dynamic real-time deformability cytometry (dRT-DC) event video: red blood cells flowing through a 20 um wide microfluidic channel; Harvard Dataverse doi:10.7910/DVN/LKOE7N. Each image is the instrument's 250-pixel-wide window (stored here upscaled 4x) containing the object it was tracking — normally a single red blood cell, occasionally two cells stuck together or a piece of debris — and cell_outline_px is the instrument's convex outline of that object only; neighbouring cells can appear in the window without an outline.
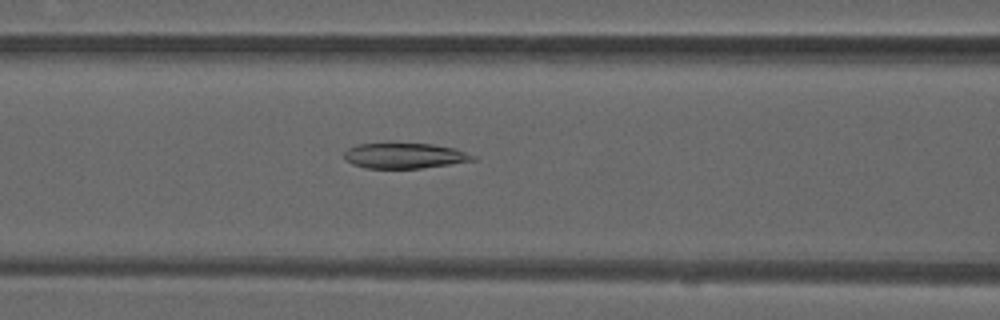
{"species": "common noctule bat (a hibernating species)", "species_latin": "Nyctalus noctula", "temperature_condition": "warm", "stored_images_in_passage": 32, "camera_frame_rate_fps": 3000, "um_per_image_px": 0.085, "animal": {"sex": "male", "forearm_length_mm": 52.5}, "frame": {"image": 1, "passage_image": 5, "time_ms": 1.333, "image_size_px": [1000, 320], "cell_outline_px": [[480, 160], [420, 168], [368, 168], [352, 164], [344, 160], [344, 152], [348, 148], [360, 144], [432, 144], [456, 148], [476, 156]], "centroid_in_image_um": [34.44, 13.24], "position_along_channel_um": 132.2, "area_um2": 19.02}}
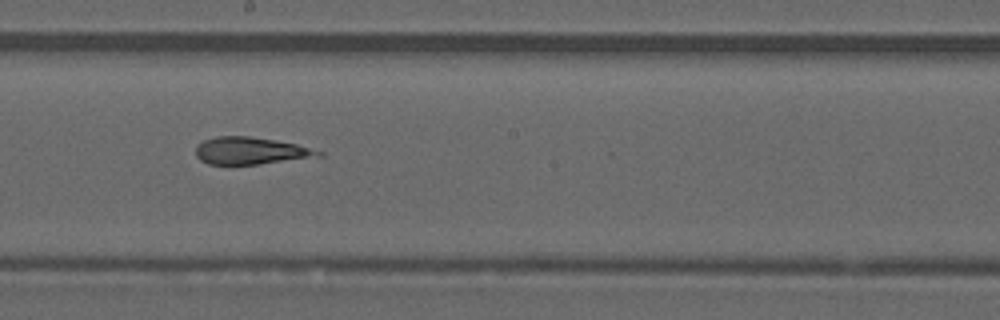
{"frame": {"image": 2, "passage_image": 12, "time_ms": 3.667, "image_size_px": [1000, 320], "cell_outline_px": [[324, 156], [260, 164], [208, 164], [200, 160], [196, 156], [196, 144], [204, 140], [216, 136], [248, 136], [276, 140], [296, 144], [324, 152]], "centroid_in_image_um": [21.3, 12.82], "position_along_channel_um": 226.9, "area_um2": 19.54}}
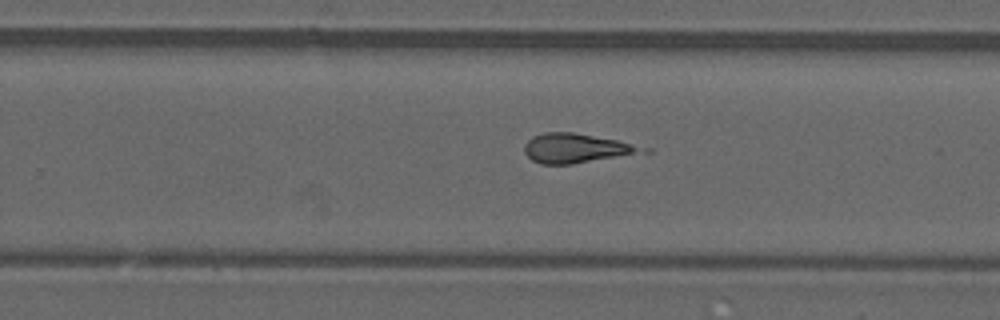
{"frame": {"image": 3, "passage_image": 16, "time_ms": 5.0, "image_size_px": [1000, 320], "cell_outline_px": [[652, 152], [572, 164], [540, 164], [532, 160], [524, 152], [524, 144], [532, 136], [544, 132], [572, 132], [616, 140], [652, 148]], "centroid_in_image_um": [49.05, 12.61], "position_along_channel_um": 280.8, "area_um2": 20.52}}